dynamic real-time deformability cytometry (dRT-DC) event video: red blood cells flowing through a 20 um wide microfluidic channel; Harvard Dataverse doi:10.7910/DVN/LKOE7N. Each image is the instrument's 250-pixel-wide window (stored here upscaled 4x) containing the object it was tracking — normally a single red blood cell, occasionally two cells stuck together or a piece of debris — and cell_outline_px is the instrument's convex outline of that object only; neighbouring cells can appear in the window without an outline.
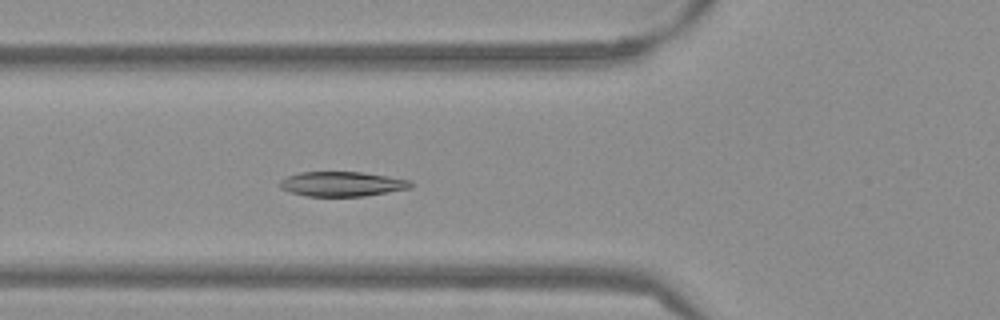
{"species": "Egyptian fruit bat (a non-hibernating species)", "species_latin": "Rousettus aegyptiacus", "temperature_condition": "warm", "stored_images_in_passage": 45, "camera_frame_rate_fps": 3000, "um_per_image_px": 0.085, "frame": {"image": 1, "passage_image": 19, "time_ms": 6.0, "image_size_px": [1000, 320], "cell_outline_px": [[416, 184], [412, 188], [364, 196], [304, 196], [288, 192], [280, 188], [276, 184], [280, 180], [288, 176], [300, 172], [364, 172], [412, 180]], "centroid_in_image_um": [29.08, 15.64], "position_along_channel_um": 96.7, "area_um2": 19.25}}
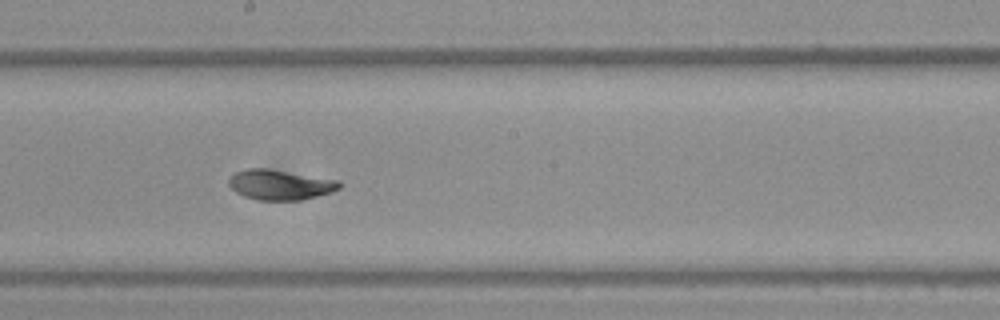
{"frame": {"image": 2, "passage_image": 29, "time_ms": 9.333, "image_size_px": [1000, 320], "cell_outline_px": [[344, 184], [340, 188], [332, 192], [300, 200], [260, 200], [244, 196], [236, 192], [228, 184], [228, 180], [236, 172], [248, 168], [268, 168], [340, 180]], "centroid_in_image_um": [23.85, 15.69], "position_along_channel_um": 224.3, "area_um2": 19.48}}
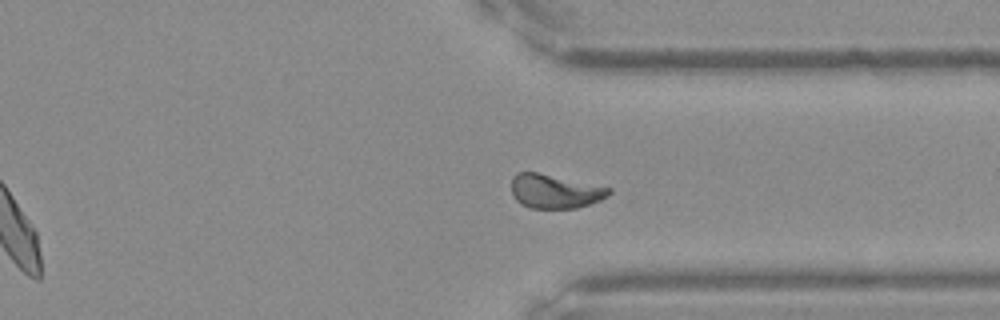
{"frame": {"image": 3, "passage_image": 40, "time_ms": 13.0, "image_size_px": [1000, 320], "cell_outline_px": [[612, 192], [608, 196], [600, 200], [576, 208], [528, 208], [520, 204], [512, 196], [512, 176], [516, 172], [536, 172], [612, 188]], "centroid_in_image_um": [47.14, 16.26], "position_along_channel_um": 364.3, "area_um2": 19.31}, "authors_computed_cell_mechanics": {"area_um2": 19.7098, "velocity_mm_per_s": 3.8166, "shape_relaxation_time_tau1_ms": 3.1285, "shape_relaxation_time_tau2_ms": 1.2505, "deformation_change_tau1": 0.1514, "deformation_change_tau2": 0.0569}}